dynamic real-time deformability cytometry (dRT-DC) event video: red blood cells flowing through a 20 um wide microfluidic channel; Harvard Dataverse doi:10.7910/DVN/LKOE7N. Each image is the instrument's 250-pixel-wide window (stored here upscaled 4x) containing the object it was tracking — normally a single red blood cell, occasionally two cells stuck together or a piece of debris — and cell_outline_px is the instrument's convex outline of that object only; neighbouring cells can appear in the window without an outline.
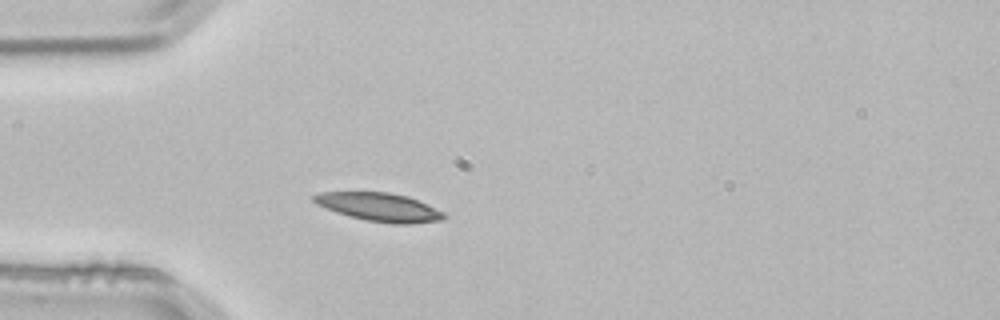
{"species": "common noctule bat (a hibernating species)", "species_latin": "Nyctalus noctula", "temperature_condition": "room temperature", "stored_images_in_passage": 1, "camera_frame_rate_fps": 3000, "um_per_image_px": 0.085, "animal": {"sex": "male", "body_mass_g": 21.5, "forearm_length_mm": 52.0}, "frame": {"image": 1, "passage_image": 1, "time_ms": 0.0, "image_size_px": [1000, 320], "cell_outline_px": [[448, 216], [444, 220], [412, 224], [392, 224], [368, 220], [348, 216], [324, 208], [316, 204], [312, 200], [312, 196], [320, 192], [388, 192], [408, 196], [444, 212]], "centroid_in_image_um": [32.25, 17.61], "position_along_channel_um": 52.7, "area_um2": 21.68}}